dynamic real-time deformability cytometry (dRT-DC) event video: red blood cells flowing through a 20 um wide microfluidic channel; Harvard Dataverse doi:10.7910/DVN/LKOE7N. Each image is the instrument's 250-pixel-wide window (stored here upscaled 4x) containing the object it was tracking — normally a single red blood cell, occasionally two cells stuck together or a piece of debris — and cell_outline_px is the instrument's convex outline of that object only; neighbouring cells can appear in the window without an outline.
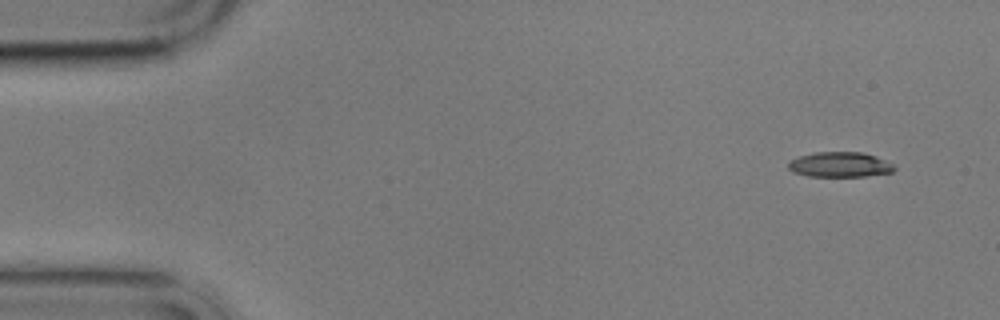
{"species": "common noctule bat (a hibernating species)", "species_latin": "Nyctalus noctula", "temperature_condition": "cold", "stored_images_in_passage": 5, "camera_frame_rate_fps": 3000, "um_per_image_px": 0.085, "animal": {"sex": "male", "body_mass_g": 17.9}, "frame": {"image": 1, "passage_image": 1, "time_ms": 0.0, "image_size_px": [1000, 320], "cell_outline_px": [[896, 168], [892, 172], [864, 176], [808, 176], [792, 172], [788, 168], [788, 164], [792, 160], [800, 156], [816, 152], [860, 152], [876, 156], [892, 164]], "centroid_in_image_um": [71.38, 13.99], "position_along_channel_um": 13.6, "area_um2": 15.32}}
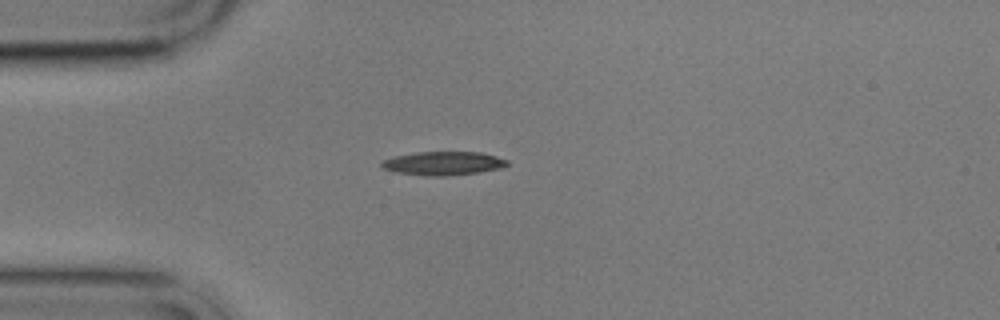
{"frame": {"image": 2, "passage_image": 4, "time_ms": 3.667, "image_size_px": [1000, 320], "cell_outline_px": [[508, 164], [500, 168], [480, 172], [444, 176], [428, 176], [396, 172], [380, 168], [380, 164], [384, 160], [396, 156], [416, 152], [480, 152], [496, 156], [508, 160]], "centroid_in_image_um": [37.67, 13.88], "position_along_channel_um": 47.3, "area_um2": 17.22}}